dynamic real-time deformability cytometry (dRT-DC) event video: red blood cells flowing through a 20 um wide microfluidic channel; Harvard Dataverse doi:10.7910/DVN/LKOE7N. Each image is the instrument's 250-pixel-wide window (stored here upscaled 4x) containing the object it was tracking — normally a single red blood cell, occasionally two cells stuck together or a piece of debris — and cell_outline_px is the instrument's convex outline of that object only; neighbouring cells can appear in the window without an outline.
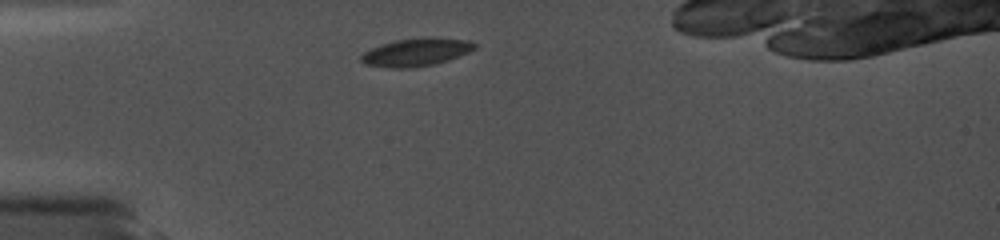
{"species": "common noctule bat (a hibernating species)", "species_latin": "Nyctalus noctula", "temperature_condition": "cold", "stored_images_in_passage": 36, "segment_of_instrument_passage": [1, 2], "camera_frame_rate_fps": 5000, "um_per_image_px": 0.085, "animal": {"sex": "female", "body_mass_g": 19.0, "forearm_length_mm": 56.7}, "frame": {"image": 1, "passage_image": 1, "time_ms": 0.0, "image_size_px": [1000, 240], "cell_outline_px": [[476, 48], [468, 52], [448, 60], [436, 64], [412, 68], [392, 68], [364, 64], [360, 60], [360, 56], [364, 52], [380, 44], [396, 40], [424, 36], [432, 36], [468, 40], [476, 44]], "centroid_in_image_um": [35.38, 4.42], "position_along_channel_um": 49.6, "area_um2": 18.73}}
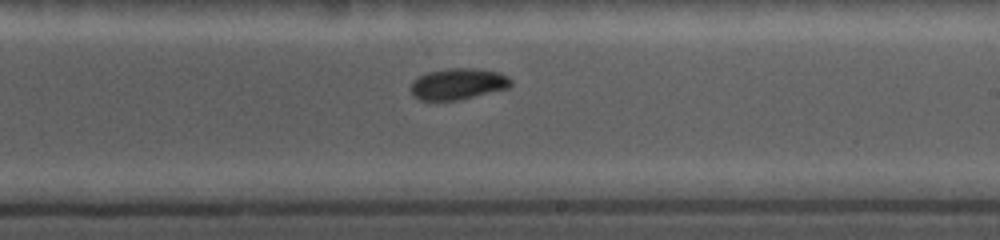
{"frame": {"image": 2, "passage_image": 19, "time_ms": 5.8, "image_size_px": [1000, 240], "cell_outline_px": [[512, 84], [508, 88], [460, 100], [420, 100], [412, 96], [408, 88], [412, 80], [428, 72], [448, 68], [476, 68], [500, 72], [508, 76], [512, 80]], "centroid_in_image_um": [38.91, 7.13], "position_along_channel_um": 250.1, "area_um2": 18.55}}
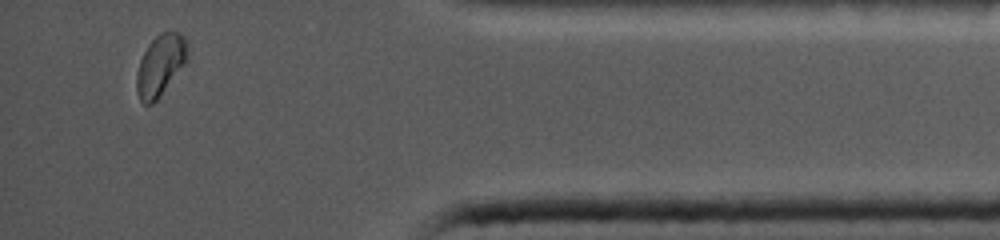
{"frame": {"image": 3, "passage_image": 32, "time_ms": 10.8, "image_size_px": [1000, 240], "cell_outline_px": [[188, 56], [160, 96], [152, 104], [144, 104], [140, 100], [136, 92], [136, 72], [140, 60], [148, 44], [160, 32], [180, 32], [184, 36], [188, 44]], "centroid_in_image_um": [13.6, 5.52], "position_along_channel_um": 421.6, "area_um2": 17.92}}